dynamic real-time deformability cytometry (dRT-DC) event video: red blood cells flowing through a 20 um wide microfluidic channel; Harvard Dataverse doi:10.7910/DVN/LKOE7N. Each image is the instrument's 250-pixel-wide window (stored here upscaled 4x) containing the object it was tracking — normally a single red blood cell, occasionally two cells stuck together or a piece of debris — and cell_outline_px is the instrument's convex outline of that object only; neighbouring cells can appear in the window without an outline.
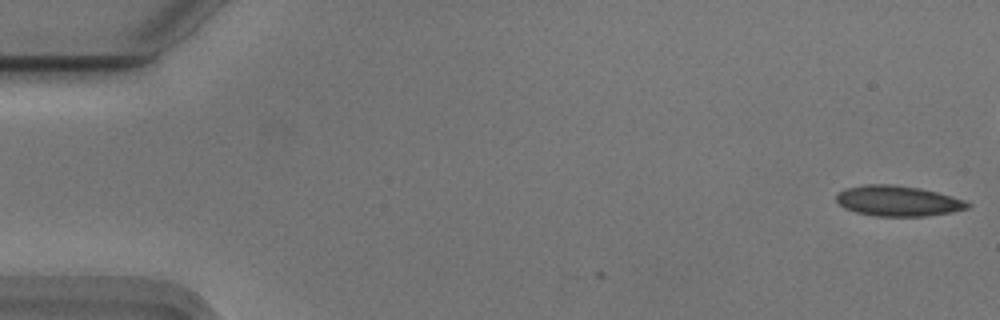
{"species": "Egyptian fruit bat (a non-hibernating species)", "species_latin": "Rousettus aegyptiacus", "temperature_condition": "cold", "stored_images_in_passage": 4, "camera_frame_rate_fps": 3000, "um_per_image_px": 0.085, "animal": {"sex": "male"}, "frame": {"image": 1, "passage_image": 1, "time_ms": 0.0, "image_size_px": [1000, 320], "cell_outline_px": [[972, 204], [968, 208], [952, 212], [924, 216], [876, 216], [856, 212], [844, 208], [836, 200], [836, 196], [844, 188], [864, 184], [892, 184], [920, 188], [952, 196], [964, 200]], "centroid_in_image_um": [76.32, 17.07], "position_along_channel_um": 8.7, "area_um2": 23.29}}